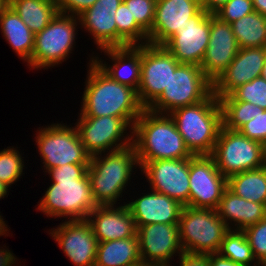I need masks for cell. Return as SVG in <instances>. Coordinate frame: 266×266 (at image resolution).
Wrapping results in <instances>:
<instances>
[{
  "mask_svg": "<svg viewBox=\"0 0 266 266\" xmlns=\"http://www.w3.org/2000/svg\"><path fill=\"white\" fill-rule=\"evenodd\" d=\"M88 167L89 164H65L49 170L53 182L36 210L52 218L86 219L97 206L92 198Z\"/></svg>",
  "mask_w": 266,
  "mask_h": 266,
  "instance_id": "obj_1",
  "label": "cell"
},
{
  "mask_svg": "<svg viewBox=\"0 0 266 266\" xmlns=\"http://www.w3.org/2000/svg\"><path fill=\"white\" fill-rule=\"evenodd\" d=\"M89 65L79 116L120 117L133 129L135 121L145 109L139 102L137 91L112 80L93 58Z\"/></svg>",
  "mask_w": 266,
  "mask_h": 266,
  "instance_id": "obj_2",
  "label": "cell"
},
{
  "mask_svg": "<svg viewBox=\"0 0 266 266\" xmlns=\"http://www.w3.org/2000/svg\"><path fill=\"white\" fill-rule=\"evenodd\" d=\"M132 143L140 167L148 161L187 159L194 155L187 148L182 135L169 114L144 109L132 129Z\"/></svg>",
  "mask_w": 266,
  "mask_h": 266,
  "instance_id": "obj_3",
  "label": "cell"
},
{
  "mask_svg": "<svg viewBox=\"0 0 266 266\" xmlns=\"http://www.w3.org/2000/svg\"><path fill=\"white\" fill-rule=\"evenodd\" d=\"M100 155V156H99ZM96 154L90 157L88 177L90 179L92 198L97 206L117 204L133 168H140L134 144L124 148ZM106 155V156H105Z\"/></svg>",
  "mask_w": 266,
  "mask_h": 266,
  "instance_id": "obj_4",
  "label": "cell"
},
{
  "mask_svg": "<svg viewBox=\"0 0 266 266\" xmlns=\"http://www.w3.org/2000/svg\"><path fill=\"white\" fill-rule=\"evenodd\" d=\"M189 151L194 155H211L222 127V111L213 93L202 102L180 107L170 114Z\"/></svg>",
  "mask_w": 266,
  "mask_h": 266,
  "instance_id": "obj_5",
  "label": "cell"
},
{
  "mask_svg": "<svg viewBox=\"0 0 266 266\" xmlns=\"http://www.w3.org/2000/svg\"><path fill=\"white\" fill-rule=\"evenodd\" d=\"M178 226L182 249L191 254L218 253L230 230L216 210L190 206H184Z\"/></svg>",
  "mask_w": 266,
  "mask_h": 266,
  "instance_id": "obj_6",
  "label": "cell"
},
{
  "mask_svg": "<svg viewBox=\"0 0 266 266\" xmlns=\"http://www.w3.org/2000/svg\"><path fill=\"white\" fill-rule=\"evenodd\" d=\"M213 93V83L199 65L180 63L161 95L147 108L159 114H170L177 108L202 102Z\"/></svg>",
  "mask_w": 266,
  "mask_h": 266,
  "instance_id": "obj_7",
  "label": "cell"
},
{
  "mask_svg": "<svg viewBox=\"0 0 266 266\" xmlns=\"http://www.w3.org/2000/svg\"><path fill=\"white\" fill-rule=\"evenodd\" d=\"M78 22L76 16L58 13L41 32L35 34L34 50L28 66L37 70L46 69L66 61L75 44Z\"/></svg>",
  "mask_w": 266,
  "mask_h": 266,
  "instance_id": "obj_8",
  "label": "cell"
},
{
  "mask_svg": "<svg viewBox=\"0 0 266 266\" xmlns=\"http://www.w3.org/2000/svg\"><path fill=\"white\" fill-rule=\"evenodd\" d=\"M36 132L45 172L65 164H89L91 156L85 151L76 127L53 123Z\"/></svg>",
  "mask_w": 266,
  "mask_h": 266,
  "instance_id": "obj_9",
  "label": "cell"
},
{
  "mask_svg": "<svg viewBox=\"0 0 266 266\" xmlns=\"http://www.w3.org/2000/svg\"><path fill=\"white\" fill-rule=\"evenodd\" d=\"M226 177L247 170L264 167L262 144L242 135L239 131L221 127L212 154L210 155Z\"/></svg>",
  "mask_w": 266,
  "mask_h": 266,
  "instance_id": "obj_10",
  "label": "cell"
},
{
  "mask_svg": "<svg viewBox=\"0 0 266 266\" xmlns=\"http://www.w3.org/2000/svg\"><path fill=\"white\" fill-rule=\"evenodd\" d=\"M179 64L164 46L149 43L141 45V76L137 97L145 109L168 86L171 73Z\"/></svg>",
  "mask_w": 266,
  "mask_h": 266,
  "instance_id": "obj_11",
  "label": "cell"
},
{
  "mask_svg": "<svg viewBox=\"0 0 266 266\" xmlns=\"http://www.w3.org/2000/svg\"><path fill=\"white\" fill-rule=\"evenodd\" d=\"M77 121L75 127L85 151L90 156L103 154L108 150H118L132 144V128L120 117H79ZM127 129L131 130L130 135L127 134L128 138L124 136Z\"/></svg>",
  "mask_w": 266,
  "mask_h": 266,
  "instance_id": "obj_12",
  "label": "cell"
},
{
  "mask_svg": "<svg viewBox=\"0 0 266 266\" xmlns=\"http://www.w3.org/2000/svg\"><path fill=\"white\" fill-rule=\"evenodd\" d=\"M188 206L216 210L227 188V178L219 171L210 155L189 158Z\"/></svg>",
  "mask_w": 266,
  "mask_h": 266,
  "instance_id": "obj_13",
  "label": "cell"
},
{
  "mask_svg": "<svg viewBox=\"0 0 266 266\" xmlns=\"http://www.w3.org/2000/svg\"><path fill=\"white\" fill-rule=\"evenodd\" d=\"M140 170L150 183V190L163 193L188 206L189 201V158L148 161Z\"/></svg>",
  "mask_w": 266,
  "mask_h": 266,
  "instance_id": "obj_14",
  "label": "cell"
},
{
  "mask_svg": "<svg viewBox=\"0 0 266 266\" xmlns=\"http://www.w3.org/2000/svg\"><path fill=\"white\" fill-rule=\"evenodd\" d=\"M210 39V13L203 8L163 46L179 62L201 65Z\"/></svg>",
  "mask_w": 266,
  "mask_h": 266,
  "instance_id": "obj_15",
  "label": "cell"
},
{
  "mask_svg": "<svg viewBox=\"0 0 266 266\" xmlns=\"http://www.w3.org/2000/svg\"><path fill=\"white\" fill-rule=\"evenodd\" d=\"M50 234L76 266H95L98 240L86 219L64 221Z\"/></svg>",
  "mask_w": 266,
  "mask_h": 266,
  "instance_id": "obj_16",
  "label": "cell"
},
{
  "mask_svg": "<svg viewBox=\"0 0 266 266\" xmlns=\"http://www.w3.org/2000/svg\"><path fill=\"white\" fill-rule=\"evenodd\" d=\"M239 49L231 25L210 14V39L200 65L204 75L213 83L234 60Z\"/></svg>",
  "mask_w": 266,
  "mask_h": 266,
  "instance_id": "obj_17",
  "label": "cell"
},
{
  "mask_svg": "<svg viewBox=\"0 0 266 266\" xmlns=\"http://www.w3.org/2000/svg\"><path fill=\"white\" fill-rule=\"evenodd\" d=\"M201 9L200 0H157L148 43L163 46Z\"/></svg>",
  "mask_w": 266,
  "mask_h": 266,
  "instance_id": "obj_18",
  "label": "cell"
},
{
  "mask_svg": "<svg viewBox=\"0 0 266 266\" xmlns=\"http://www.w3.org/2000/svg\"><path fill=\"white\" fill-rule=\"evenodd\" d=\"M140 257L143 261L170 266L174 254L183 253L178 224L155 223L137 227Z\"/></svg>",
  "mask_w": 266,
  "mask_h": 266,
  "instance_id": "obj_19",
  "label": "cell"
},
{
  "mask_svg": "<svg viewBox=\"0 0 266 266\" xmlns=\"http://www.w3.org/2000/svg\"><path fill=\"white\" fill-rule=\"evenodd\" d=\"M266 57V47L239 49L227 69L213 82V94L218 98L260 77Z\"/></svg>",
  "mask_w": 266,
  "mask_h": 266,
  "instance_id": "obj_20",
  "label": "cell"
},
{
  "mask_svg": "<svg viewBox=\"0 0 266 266\" xmlns=\"http://www.w3.org/2000/svg\"><path fill=\"white\" fill-rule=\"evenodd\" d=\"M95 218V219H94ZM98 242L137 236V227L126 204L96 206L86 218Z\"/></svg>",
  "mask_w": 266,
  "mask_h": 266,
  "instance_id": "obj_21",
  "label": "cell"
},
{
  "mask_svg": "<svg viewBox=\"0 0 266 266\" xmlns=\"http://www.w3.org/2000/svg\"><path fill=\"white\" fill-rule=\"evenodd\" d=\"M126 205L136 227L155 223L178 224L184 208L180 202L153 190Z\"/></svg>",
  "mask_w": 266,
  "mask_h": 266,
  "instance_id": "obj_22",
  "label": "cell"
},
{
  "mask_svg": "<svg viewBox=\"0 0 266 266\" xmlns=\"http://www.w3.org/2000/svg\"><path fill=\"white\" fill-rule=\"evenodd\" d=\"M123 0H97L93 6L78 16L79 25L84 27L100 48L117 47L115 12Z\"/></svg>",
  "mask_w": 266,
  "mask_h": 266,
  "instance_id": "obj_23",
  "label": "cell"
},
{
  "mask_svg": "<svg viewBox=\"0 0 266 266\" xmlns=\"http://www.w3.org/2000/svg\"><path fill=\"white\" fill-rule=\"evenodd\" d=\"M101 51L107 54L114 64L110 67L98 56H93V61L99 68L112 80L137 91L141 76V45L106 48Z\"/></svg>",
  "mask_w": 266,
  "mask_h": 266,
  "instance_id": "obj_24",
  "label": "cell"
},
{
  "mask_svg": "<svg viewBox=\"0 0 266 266\" xmlns=\"http://www.w3.org/2000/svg\"><path fill=\"white\" fill-rule=\"evenodd\" d=\"M216 211L231 230L235 227L234 230L243 231L266 217V206L264 204L241 198L228 188L224 190ZM231 222H234V225Z\"/></svg>",
  "mask_w": 266,
  "mask_h": 266,
  "instance_id": "obj_25",
  "label": "cell"
},
{
  "mask_svg": "<svg viewBox=\"0 0 266 266\" xmlns=\"http://www.w3.org/2000/svg\"><path fill=\"white\" fill-rule=\"evenodd\" d=\"M0 29L9 46L23 61L29 63L34 50L35 34L9 5L1 13Z\"/></svg>",
  "mask_w": 266,
  "mask_h": 266,
  "instance_id": "obj_26",
  "label": "cell"
},
{
  "mask_svg": "<svg viewBox=\"0 0 266 266\" xmlns=\"http://www.w3.org/2000/svg\"><path fill=\"white\" fill-rule=\"evenodd\" d=\"M140 260L137 236L98 242L95 266H132Z\"/></svg>",
  "mask_w": 266,
  "mask_h": 266,
  "instance_id": "obj_27",
  "label": "cell"
},
{
  "mask_svg": "<svg viewBox=\"0 0 266 266\" xmlns=\"http://www.w3.org/2000/svg\"><path fill=\"white\" fill-rule=\"evenodd\" d=\"M9 6L37 34L59 13L56 0H9Z\"/></svg>",
  "mask_w": 266,
  "mask_h": 266,
  "instance_id": "obj_28",
  "label": "cell"
},
{
  "mask_svg": "<svg viewBox=\"0 0 266 266\" xmlns=\"http://www.w3.org/2000/svg\"><path fill=\"white\" fill-rule=\"evenodd\" d=\"M227 188L241 198L266 206V166L228 177Z\"/></svg>",
  "mask_w": 266,
  "mask_h": 266,
  "instance_id": "obj_29",
  "label": "cell"
},
{
  "mask_svg": "<svg viewBox=\"0 0 266 266\" xmlns=\"http://www.w3.org/2000/svg\"><path fill=\"white\" fill-rule=\"evenodd\" d=\"M230 25L240 49L266 47V16L253 11Z\"/></svg>",
  "mask_w": 266,
  "mask_h": 266,
  "instance_id": "obj_30",
  "label": "cell"
},
{
  "mask_svg": "<svg viewBox=\"0 0 266 266\" xmlns=\"http://www.w3.org/2000/svg\"><path fill=\"white\" fill-rule=\"evenodd\" d=\"M115 22L117 26V47L148 43V34L136 23L123 1L115 12Z\"/></svg>",
  "mask_w": 266,
  "mask_h": 266,
  "instance_id": "obj_31",
  "label": "cell"
},
{
  "mask_svg": "<svg viewBox=\"0 0 266 266\" xmlns=\"http://www.w3.org/2000/svg\"><path fill=\"white\" fill-rule=\"evenodd\" d=\"M218 253L221 256L244 266H261L257 261H255L256 259L252 253V249L246 235L241 230L230 229L225 234ZM252 262L256 265H251Z\"/></svg>",
  "mask_w": 266,
  "mask_h": 266,
  "instance_id": "obj_32",
  "label": "cell"
},
{
  "mask_svg": "<svg viewBox=\"0 0 266 266\" xmlns=\"http://www.w3.org/2000/svg\"><path fill=\"white\" fill-rule=\"evenodd\" d=\"M222 111V127L238 131L264 109L250 102L239 100H219Z\"/></svg>",
  "mask_w": 266,
  "mask_h": 266,
  "instance_id": "obj_33",
  "label": "cell"
},
{
  "mask_svg": "<svg viewBox=\"0 0 266 266\" xmlns=\"http://www.w3.org/2000/svg\"><path fill=\"white\" fill-rule=\"evenodd\" d=\"M218 100L250 102L266 110V80L261 76L254 78L234 89L229 95L218 98Z\"/></svg>",
  "mask_w": 266,
  "mask_h": 266,
  "instance_id": "obj_34",
  "label": "cell"
},
{
  "mask_svg": "<svg viewBox=\"0 0 266 266\" xmlns=\"http://www.w3.org/2000/svg\"><path fill=\"white\" fill-rule=\"evenodd\" d=\"M23 163L20 152L14 147L0 151V181L10 187L23 175Z\"/></svg>",
  "mask_w": 266,
  "mask_h": 266,
  "instance_id": "obj_35",
  "label": "cell"
},
{
  "mask_svg": "<svg viewBox=\"0 0 266 266\" xmlns=\"http://www.w3.org/2000/svg\"><path fill=\"white\" fill-rule=\"evenodd\" d=\"M157 0H123L136 23L148 34L155 18Z\"/></svg>",
  "mask_w": 266,
  "mask_h": 266,
  "instance_id": "obj_36",
  "label": "cell"
},
{
  "mask_svg": "<svg viewBox=\"0 0 266 266\" xmlns=\"http://www.w3.org/2000/svg\"><path fill=\"white\" fill-rule=\"evenodd\" d=\"M252 253L261 266H266V217L243 230Z\"/></svg>",
  "mask_w": 266,
  "mask_h": 266,
  "instance_id": "obj_37",
  "label": "cell"
},
{
  "mask_svg": "<svg viewBox=\"0 0 266 266\" xmlns=\"http://www.w3.org/2000/svg\"><path fill=\"white\" fill-rule=\"evenodd\" d=\"M254 11L252 0H229L214 15L223 22L232 23Z\"/></svg>",
  "mask_w": 266,
  "mask_h": 266,
  "instance_id": "obj_38",
  "label": "cell"
},
{
  "mask_svg": "<svg viewBox=\"0 0 266 266\" xmlns=\"http://www.w3.org/2000/svg\"><path fill=\"white\" fill-rule=\"evenodd\" d=\"M247 138L262 143L266 140V110L258 112L249 122L245 123L239 130Z\"/></svg>",
  "mask_w": 266,
  "mask_h": 266,
  "instance_id": "obj_39",
  "label": "cell"
},
{
  "mask_svg": "<svg viewBox=\"0 0 266 266\" xmlns=\"http://www.w3.org/2000/svg\"><path fill=\"white\" fill-rule=\"evenodd\" d=\"M96 1L97 0H56L59 13L76 17L93 6Z\"/></svg>",
  "mask_w": 266,
  "mask_h": 266,
  "instance_id": "obj_40",
  "label": "cell"
},
{
  "mask_svg": "<svg viewBox=\"0 0 266 266\" xmlns=\"http://www.w3.org/2000/svg\"><path fill=\"white\" fill-rule=\"evenodd\" d=\"M179 257L180 266H211L209 254H191L183 252Z\"/></svg>",
  "mask_w": 266,
  "mask_h": 266,
  "instance_id": "obj_41",
  "label": "cell"
},
{
  "mask_svg": "<svg viewBox=\"0 0 266 266\" xmlns=\"http://www.w3.org/2000/svg\"><path fill=\"white\" fill-rule=\"evenodd\" d=\"M209 259L211 266H244L226 257L221 256L219 253H210Z\"/></svg>",
  "mask_w": 266,
  "mask_h": 266,
  "instance_id": "obj_42",
  "label": "cell"
},
{
  "mask_svg": "<svg viewBox=\"0 0 266 266\" xmlns=\"http://www.w3.org/2000/svg\"><path fill=\"white\" fill-rule=\"evenodd\" d=\"M229 0H200L202 8L210 14H214Z\"/></svg>",
  "mask_w": 266,
  "mask_h": 266,
  "instance_id": "obj_43",
  "label": "cell"
},
{
  "mask_svg": "<svg viewBox=\"0 0 266 266\" xmlns=\"http://www.w3.org/2000/svg\"><path fill=\"white\" fill-rule=\"evenodd\" d=\"M15 257L10 250L0 249V266H15L17 261Z\"/></svg>",
  "mask_w": 266,
  "mask_h": 266,
  "instance_id": "obj_44",
  "label": "cell"
},
{
  "mask_svg": "<svg viewBox=\"0 0 266 266\" xmlns=\"http://www.w3.org/2000/svg\"><path fill=\"white\" fill-rule=\"evenodd\" d=\"M254 11L266 16V0H252Z\"/></svg>",
  "mask_w": 266,
  "mask_h": 266,
  "instance_id": "obj_45",
  "label": "cell"
},
{
  "mask_svg": "<svg viewBox=\"0 0 266 266\" xmlns=\"http://www.w3.org/2000/svg\"><path fill=\"white\" fill-rule=\"evenodd\" d=\"M132 266H168L162 263H157V262H150V261H143L140 260L139 262H136Z\"/></svg>",
  "mask_w": 266,
  "mask_h": 266,
  "instance_id": "obj_46",
  "label": "cell"
},
{
  "mask_svg": "<svg viewBox=\"0 0 266 266\" xmlns=\"http://www.w3.org/2000/svg\"><path fill=\"white\" fill-rule=\"evenodd\" d=\"M4 219H3V217H1V215H0V236H2V235H8L7 233H9V231H8V225H6V223H5V221H3ZM8 231V232H7Z\"/></svg>",
  "mask_w": 266,
  "mask_h": 266,
  "instance_id": "obj_47",
  "label": "cell"
},
{
  "mask_svg": "<svg viewBox=\"0 0 266 266\" xmlns=\"http://www.w3.org/2000/svg\"><path fill=\"white\" fill-rule=\"evenodd\" d=\"M9 187L0 181V199L4 198L8 193Z\"/></svg>",
  "mask_w": 266,
  "mask_h": 266,
  "instance_id": "obj_48",
  "label": "cell"
},
{
  "mask_svg": "<svg viewBox=\"0 0 266 266\" xmlns=\"http://www.w3.org/2000/svg\"><path fill=\"white\" fill-rule=\"evenodd\" d=\"M8 5H9V0H0V16Z\"/></svg>",
  "mask_w": 266,
  "mask_h": 266,
  "instance_id": "obj_49",
  "label": "cell"
},
{
  "mask_svg": "<svg viewBox=\"0 0 266 266\" xmlns=\"http://www.w3.org/2000/svg\"><path fill=\"white\" fill-rule=\"evenodd\" d=\"M261 144H262V157H263V162H264V165L266 166V140L263 141Z\"/></svg>",
  "mask_w": 266,
  "mask_h": 266,
  "instance_id": "obj_50",
  "label": "cell"
},
{
  "mask_svg": "<svg viewBox=\"0 0 266 266\" xmlns=\"http://www.w3.org/2000/svg\"><path fill=\"white\" fill-rule=\"evenodd\" d=\"M261 77L266 80V57H265L264 65H263V68H262Z\"/></svg>",
  "mask_w": 266,
  "mask_h": 266,
  "instance_id": "obj_51",
  "label": "cell"
}]
</instances>
